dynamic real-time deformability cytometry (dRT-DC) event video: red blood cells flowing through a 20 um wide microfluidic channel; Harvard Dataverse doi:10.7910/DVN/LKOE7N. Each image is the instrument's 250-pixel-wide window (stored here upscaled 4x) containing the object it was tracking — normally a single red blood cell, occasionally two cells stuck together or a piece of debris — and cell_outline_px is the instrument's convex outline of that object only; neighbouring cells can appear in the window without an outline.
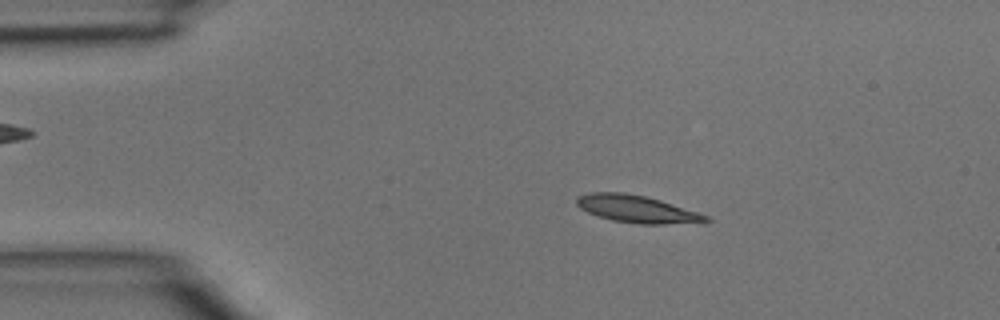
{"species": "common noctule bat (a hibernating species)", "species_latin": "Nyctalus noctula", "temperature_condition": "room temperature", "stored_images_in_passage": 42, "camera_frame_rate_fps": 3000, "um_per_image_px": 0.085, "animal": {"sex": "male", "body_mass_g": 15.6}, "frame": {"image": 1, "passage_image": 6, "time_ms": 1.667, "image_size_px": [1000, 320], "cell_outline_px": [[712, 220], [704, 224], [640, 224], [612, 220], [588, 212], [580, 208], [576, 204], [576, 196], [588, 192], [624, 192], [644, 196], [660, 200], [708, 216]], "centroid_in_image_um": [54.17, 17.78], "position_along_channel_um": 30.8, "area_um2": 20.75}}
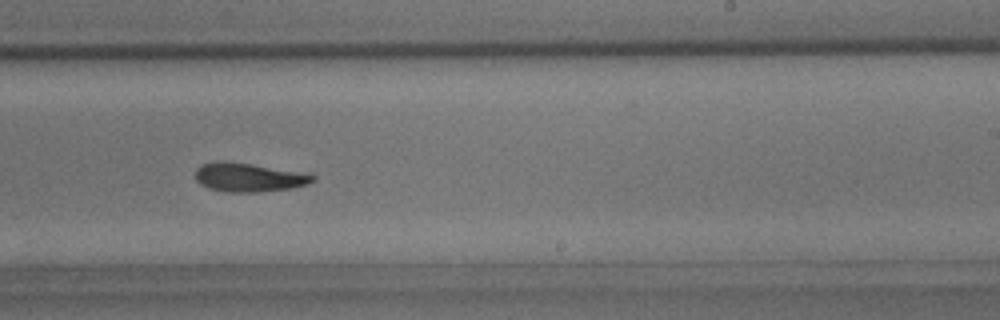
{"frame": {"image": 2, "passage_image": 25, "time_ms": 8.0, "image_size_px": [1000, 320], "cell_outline_px": [[316, 180], [308, 184], [292, 188], [260, 192], [224, 192], [208, 188], [200, 184], [196, 180], [196, 168], [200, 164], [212, 160], [224, 160], [252, 164], [316, 176]], "centroid_in_image_um": [21.05, 15.07], "position_along_channel_um": 267.9, "area_um2": 19.77}}
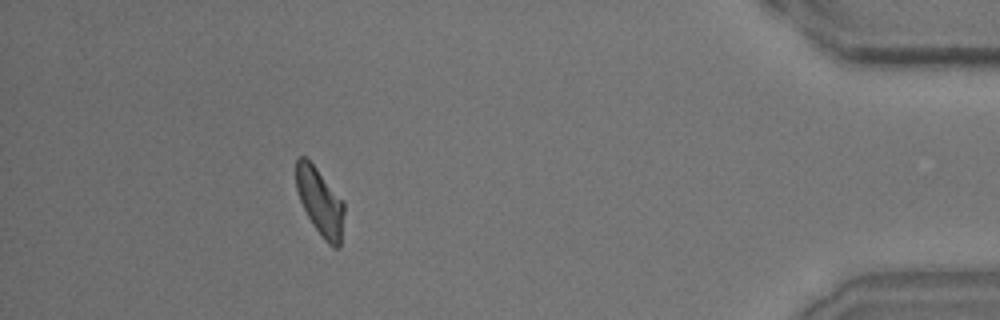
{"frame": {"image": 3, "passage_image": 38, "time_ms": 12.333, "image_size_px": [1000, 320], "cell_outline_px": [[344, 212], [340, 248], [332, 248], [324, 240], [312, 224], [300, 200], [296, 188], [296, 160], [300, 156], [304, 156], [316, 168], [344, 200]], "centroid_in_image_um": [27.22, 17.18], "position_along_channel_um": 408.0, "area_um2": 18.84}}